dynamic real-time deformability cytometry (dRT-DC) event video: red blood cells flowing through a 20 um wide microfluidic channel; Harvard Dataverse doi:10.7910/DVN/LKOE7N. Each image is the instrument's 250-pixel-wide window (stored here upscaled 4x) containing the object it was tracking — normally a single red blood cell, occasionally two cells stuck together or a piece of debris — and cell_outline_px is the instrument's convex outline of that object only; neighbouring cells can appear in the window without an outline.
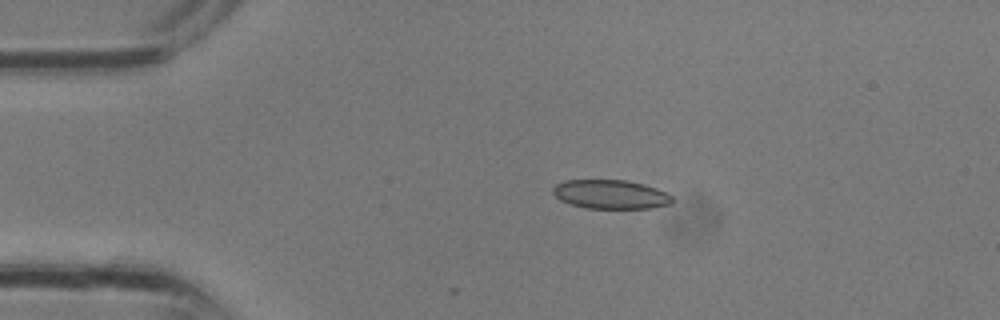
{"species": "common noctule bat (a hibernating species)", "species_latin": "Nyctalus noctula", "temperature_condition": "room temperature", "stored_images_in_passage": 2, "camera_frame_rate_fps": 3000, "um_per_image_px": 0.085, "animal": {"sex": "male", "body_mass_g": 13.3}, "frame": {"image": 1, "passage_image": 1, "time_ms": 0.0, "image_size_px": [1000, 320], "cell_outline_px": [[672, 204], [652, 208], [588, 208], [572, 204], [560, 200], [552, 192], [552, 188], [556, 184], [564, 180], [628, 180], [644, 184], [656, 188], [672, 196]], "centroid_in_image_um": [51.9, 16.51], "position_along_channel_um": 33.1, "area_um2": 20.11}}
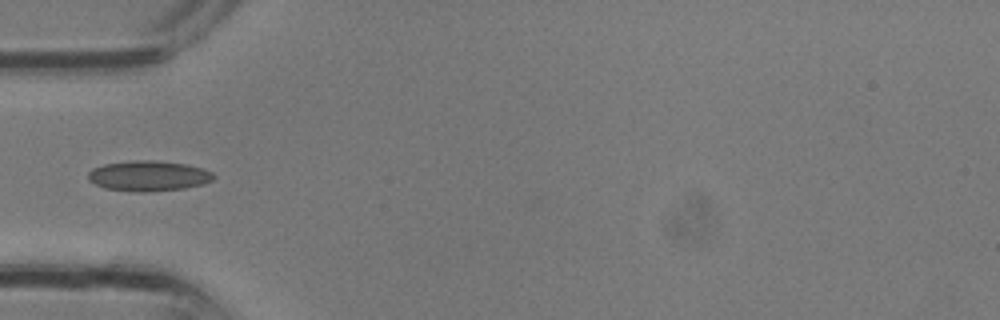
{"frame": {"image": 2, "passage_image": 2, "time_ms": 0.333, "image_size_px": [1000, 320], "cell_outline_px": [[216, 176], [212, 180], [204, 184], [184, 188], [144, 192], [136, 192], [104, 188], [88, 180], [88, 172], [92, 168], [104, 164], [132, 160], [156, 160], [188, 164], [204, 168], [212, 172]], "centroid_in_image_um": [12.64, 14.94], "position_along_channel_um": 72.4, "area_um2": 22.43}}